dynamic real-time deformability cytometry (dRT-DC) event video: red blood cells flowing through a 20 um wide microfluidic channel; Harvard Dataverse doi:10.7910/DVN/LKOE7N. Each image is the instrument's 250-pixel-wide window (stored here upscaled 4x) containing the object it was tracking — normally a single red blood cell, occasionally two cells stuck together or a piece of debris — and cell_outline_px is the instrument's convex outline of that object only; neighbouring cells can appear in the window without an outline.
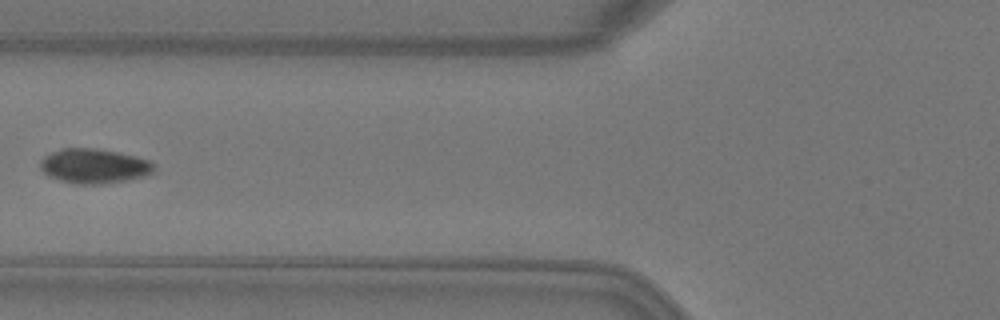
{"species": "Egyptian fruit bat (a non-hibernating species)", "species_latin": "Rousettus aegyptiacus", "temperature_condition": "warm", "stored_images_in_passage": 5, "camera_frame_rate_fps": 3000, "um_per_image_px": 0.085, "animal": {"sex": "female"}, "frame": {"image": 1, "passage_image": 5, "time_ms": 1.333, "image_size_px": [1000, 320], "cell_outline_px": [[156, 168], [152, 172], [144, 176], [128, 180], [104, 184], [76, 184], [60, 180], [48, 176], [40, 168], [40, 160], [44, 156], [60, 148], [96, 148], [120, 152], [136, 156], [148, 160], [156, 164]], "centroid_in_image_um": [8.01, 14.11], "position_along_channel_um": 117.8, "area_um2": 23.24}}